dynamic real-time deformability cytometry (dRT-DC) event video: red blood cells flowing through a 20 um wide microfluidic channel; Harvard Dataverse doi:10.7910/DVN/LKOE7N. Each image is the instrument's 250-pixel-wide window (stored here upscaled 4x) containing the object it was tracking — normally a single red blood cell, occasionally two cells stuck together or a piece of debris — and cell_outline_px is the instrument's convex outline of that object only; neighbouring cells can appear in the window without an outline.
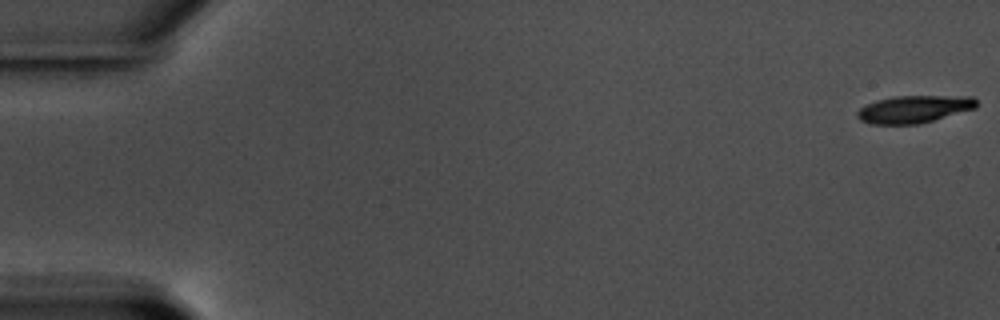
{"species": "common noctule bat (a hibernating species)", "species_latin": "Nyctalus noctula", "temperature_condition": "warm", "stored_images_in_passage": 58, "camera_frame_rate_fps": 3000, "um_per_image_px": 0.085, "animal": {"sex": "male", "body_mass_g": 17.5, "forearm_length_mm": 52.3}, "frame": {"image": 1, "passage_image": 1, "time_ms": 0.0, "image_size_px": [1000, 320], "cell_outline_px": [[976, 108], [920, 124], [872, 124], [860, 120], [856, 116], [856, 112], [860, 108], [876, 100], [892, 96], [972, 96], [976, 100]], "centroid_in_image_um": [77.68, 9.28], "position_along_channel_um": 7.3, "area_um2": 19.07}}
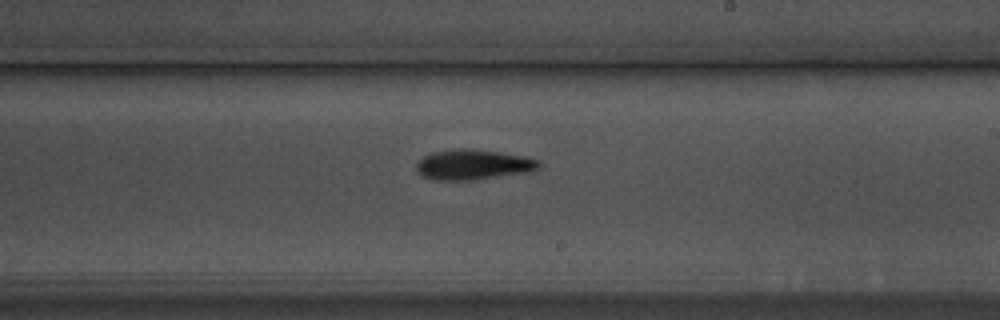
{"frame": {"image": 2, "passage_image": 35, "time_ms": 11.333, "image_size_px": [1000, 320], "cell_outline_px": [[540, 168], [528, 172], [472, 180], [432, 180], [420, 176], [416, 172], [416, 164], [424, 156], [436, 152], [460, 148], [464, 148], [500, 152], [528, 156], [540, 160]], "centroid_in_image_um": [40.23, 14.0], "position_along_channel_um": 248.8, "area_um2": 21.68}}
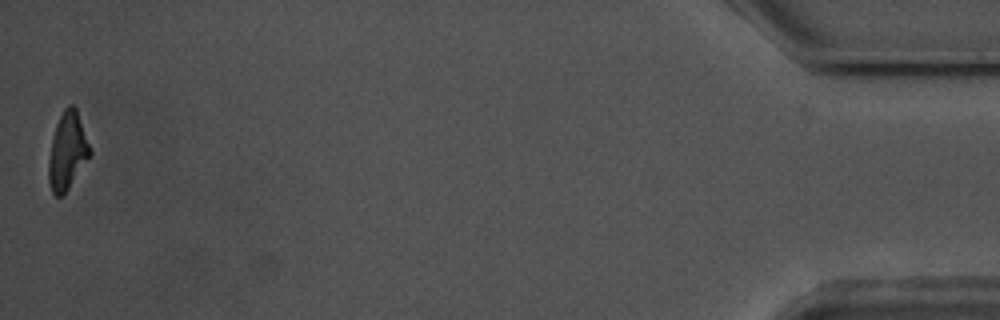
{"frame": {"image": 3, "passage_image": 58, "time_ms": 19.0, "image_size_px": [1000, 320], "cell_outline_px": [[92, 152], [68, 188], [60, 196], [56, 196], [52, 192], [48, 180], [48, 160], [52, 140], [56, 124], [64, 108], [68, 104], [72, 104], [76, 108]], "centroid_in_image_um": [5.71, 12.82], "position_along_channel_um": 429.5, "area_um2": 18.21}, "authors_computed_cell_mechanics": {"area_um2": 20.1433, "velocity_mm_per_s": 3.5472, "shape_relaxation_time_tau1_ms": 3.074, "shape_relaxation_time_tau2_ms": null, "deformation_change_tau1": 0.133, "deformation_change_tau2": null}}